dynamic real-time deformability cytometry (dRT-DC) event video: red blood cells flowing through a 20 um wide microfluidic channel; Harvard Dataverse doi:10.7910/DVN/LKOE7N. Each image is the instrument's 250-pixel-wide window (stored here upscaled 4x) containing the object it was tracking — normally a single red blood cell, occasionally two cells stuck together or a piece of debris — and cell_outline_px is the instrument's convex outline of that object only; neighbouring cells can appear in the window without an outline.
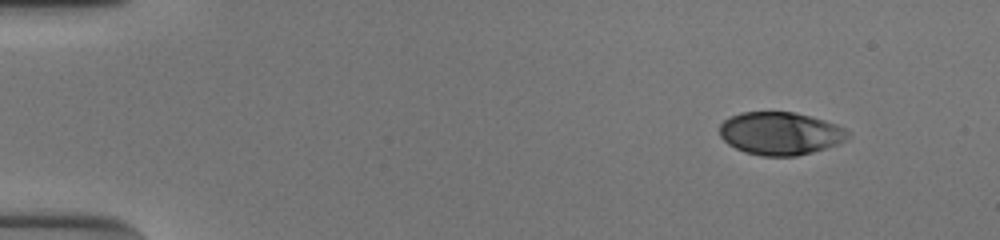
{"species": "human", "species_latin": "Homo sapiens", "temperature_condition": "cold", "stored_images_in_passage": 49, "camera_frame_rate_fps": 3000, "um_per_image_px": 0.085, "donor": {"sex": "male"}, "frame": {"image": 1, "passage_image": 1, "time_ms": 0.0, "image_size_px": [1000, 240], "cell_outline_px": [[848, 136], [844, 140], [836, 144], [812, 152], [796, 156], [764, 156], [744, 152], [728, 144], [720, 136], [720, 124], [724, 120], [740, 112], [796, 112], [824, 120], [836, 124], [844, 128], [848, 132]], "centroid_in_image_um": [66.29, 11.34], "position_along_channel_um": 18.7, "area_um2": 31.85}}
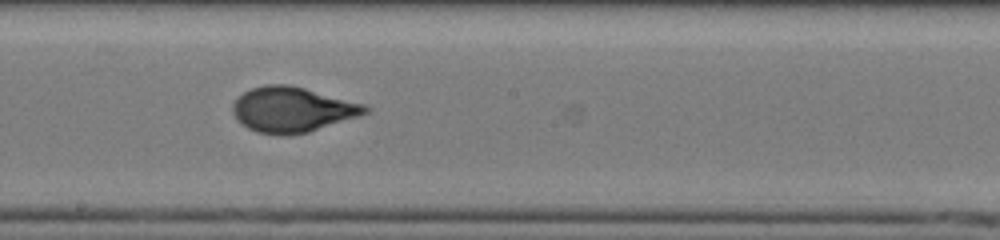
{"frame": {"image": 2, "passage_image": 26, "time_ms": 8.333, "image_size_px": [1000, 240], "cell_outline_px": [[372, 108], [368, 112], [360, 116], [308, 132], [284, 136], [280, 136], [256, 132], [248, 128], [236, 120], [232, 112], [232, 104], [244, 92], [252, 88], [264, 84], [288, 84], [304, 88], [364, 104]], "centroid_in_image_um": [24.83, 9.32], "position_along_channel_um": 223.4, "area_um2": 34.97}}
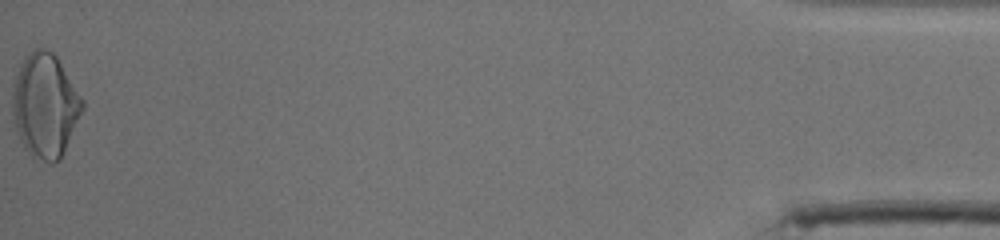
{"frame": {"image": 3, "passage_image": 49, "time_ms": 16.0, "image_size_px": [1000, 240], "cell_outline_px": [[84, 108], [64, 152], [60, 160], [52, 164], [32, 160], [24, 148], [20, 140], [12, 116], [12, 76], [20, 64], [36, 48], [44, 48], [52, 52], [56, 56], [84, 100]], "centroid_in_image_um": [3.81, 9.02], "position_along_channel_um": 431.4, "area_um2": 43.0}, "authors_computed_cell_mechanics": {"area_um2": 33.7552, "velocity_mm_per_s": 3.8718, "shape_relaxation_time_tau1_ms": 5.6686, "shape_relaxation_time_tau2_ms": null, "deformation_change_tau1": 0.2233, "deformation_change_tau2": null}}